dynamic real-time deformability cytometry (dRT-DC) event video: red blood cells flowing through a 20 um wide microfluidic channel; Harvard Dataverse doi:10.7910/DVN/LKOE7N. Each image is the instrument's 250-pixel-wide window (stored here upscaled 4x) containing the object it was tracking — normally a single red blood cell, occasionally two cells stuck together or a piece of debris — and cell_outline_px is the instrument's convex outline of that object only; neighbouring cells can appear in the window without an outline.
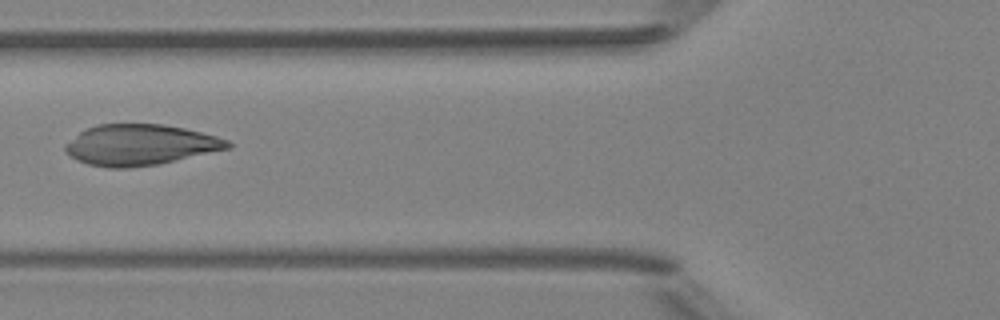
{"species": "Egyptian fruit bat (a non-hibernating species)", "species_latin": "Rousettus aegyptiacus", "temperature_condition": "room temperature", "stored_images_in_passage": 6, "camera_frame_rate_fps": 3000, "um_per_image_px": 0.085, "animal": {"sex": "female"}, "frame": {"image": 1, "passage_image": 6, "time_ms": 5.667, "image_size_px": [1000, 320], "cell_outline_px": [[232, 148], [160, 164], [128, 168], [108, 168], [88, 164], [72, 156], [64, 148], [64, 144], [80, 132], [96, 124], [164, 124], [184, 128], [216, 136], [228, 140], [232, 144]], "centroid_in_image_um": [11.95, 12.32], "position_along_channel_um": 113.8, "area_um2": 38.61}}